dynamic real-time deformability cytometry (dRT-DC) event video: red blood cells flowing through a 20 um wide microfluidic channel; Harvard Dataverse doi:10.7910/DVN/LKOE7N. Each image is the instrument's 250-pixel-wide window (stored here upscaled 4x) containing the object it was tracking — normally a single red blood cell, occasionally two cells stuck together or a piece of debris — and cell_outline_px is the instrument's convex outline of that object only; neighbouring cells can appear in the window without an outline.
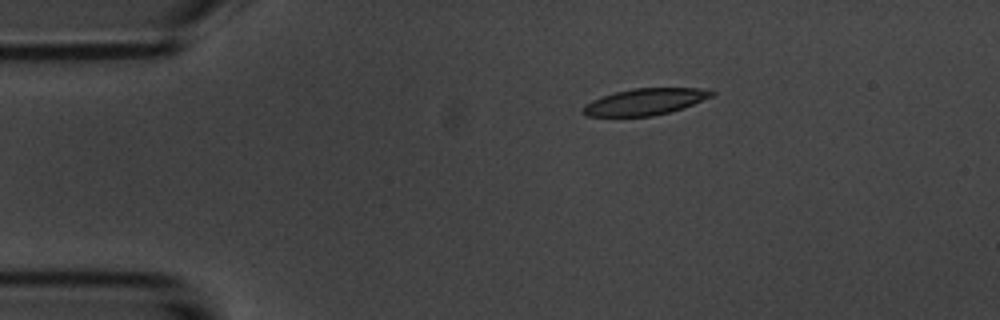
{"species": "common noctule bat (a hibernating species)", "species_latin": "Nyctalus noctula", "temperature_condition": "room temperature", "stored_images_in_passage": 4, "camera_frame_rate_fps": 3000, "um_per_image_px": 0.085, "animal": {"sex": "male", "body_mass_g": 20.1, "forearm_length_mm": 53.5}, "frame": {"image": 1, "passage_image": 3, "time_ms": 2.333, "image_size_px": [1000, 320], "cell_outline_px": [[716, 92], [712, 96], [684, 108], [652, 116], [588, 116], [580, 112], [584, 104], [600, 96], [632, 88], [700, 88]], "centroid_in_image_um": [54.79, 8.64], "position_along_channel_um": 30.2, "area_um2": 19.88}}